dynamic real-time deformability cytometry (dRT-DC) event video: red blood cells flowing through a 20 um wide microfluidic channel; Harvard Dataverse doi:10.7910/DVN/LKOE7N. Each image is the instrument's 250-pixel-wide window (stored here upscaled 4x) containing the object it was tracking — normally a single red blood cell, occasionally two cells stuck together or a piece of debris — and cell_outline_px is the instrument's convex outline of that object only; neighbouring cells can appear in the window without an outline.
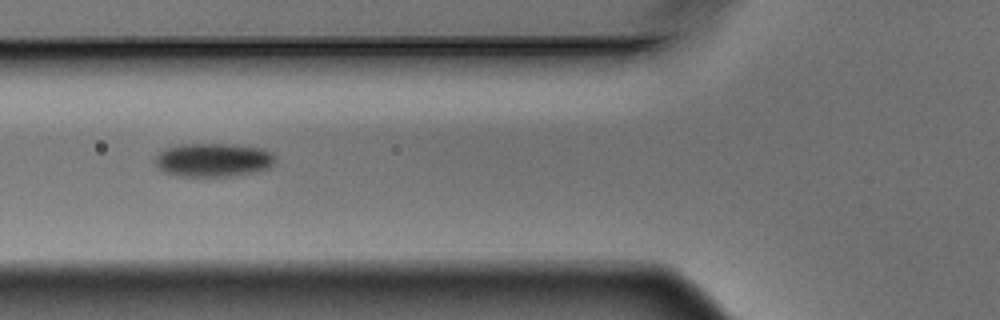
{"species": "Egyptian fruit bat (a non-hibernating species)", "species_latin": "Rousettus aegyptiacus", "temperature_condition": "warm", "stored_images_in_passage": 2, "camera_frame_rate_fps": 3000, "um_per_image_px": 0.085, "animal": {"sex": "male"}, "frame": {"image": 1, "passage_image": 2, "time_ms": 0.333, "image_size_px": [1000, 320], "cell_outline_px": [[276, 160], [272, 168], [256, 172], [236, 176], [176, 176], [164, 172], [152, 160], [164, 148], [180, 144], [228, 144], [264, 148], [272, 152], [276, 156]], "centroid_in_image_um": [18.17, 13.6], "position_along_channel_um": 107.6, "area_um2": 24.04}}